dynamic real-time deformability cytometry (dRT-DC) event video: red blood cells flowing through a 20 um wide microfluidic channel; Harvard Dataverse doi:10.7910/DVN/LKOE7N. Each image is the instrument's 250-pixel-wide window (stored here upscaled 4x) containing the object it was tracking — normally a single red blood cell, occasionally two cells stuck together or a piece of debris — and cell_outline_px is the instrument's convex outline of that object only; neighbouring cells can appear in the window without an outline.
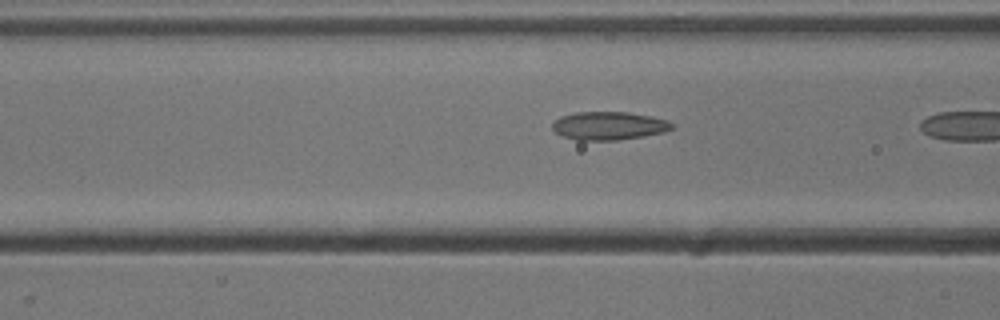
{"species": "common noctule bat (a hibernating species)", "species_latin": "Nyctalus noctula", "temperature_condition": "cold", "stored_images_in_passage": 5, "camera_frame_rate_fps": 3000, "um_per_image_px": 0.085, "animal": {"sex": "male", "body_mass_g": 13.3}, "frame": {"image": 1, "passage_image": 4, "time_ms": 1.0, "image_size_px": [1000, 320], "cell_outline_px": [[672, 128], [664, 132], [644, 136], [616, 140], [576, 140], [560, 136], [552, 128], [552, 124], [560, 116], [576, 112], [628, 112], [652, 116], [668, 120], [672, 124]], "centroid_in_image_um": [51.73, 10.69], "position_along_channel_um": 114.9, "area_um2": 19.71}}